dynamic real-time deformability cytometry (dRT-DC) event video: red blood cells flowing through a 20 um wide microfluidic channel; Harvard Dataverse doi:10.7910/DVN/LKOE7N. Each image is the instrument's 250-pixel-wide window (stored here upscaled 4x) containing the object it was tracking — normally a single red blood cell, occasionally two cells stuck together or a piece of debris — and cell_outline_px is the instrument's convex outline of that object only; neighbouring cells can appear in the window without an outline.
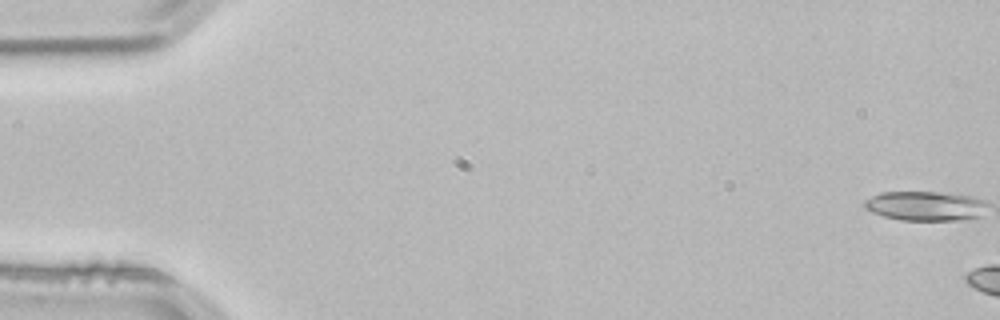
{"species": "common noctule bat (a hibernating species)", "species_latin": "Nyctalus noctula", "temperature_condition": "room temperature", "stored_images_in_passage": 7, "camera_frame_rate_fps": 3000, "um_per_image_px": 0.085, "animal": {"sex": "male", "body_mass_g": 21.5, "forearm_length_mm": 52.0}, "frame": {"image": 1, "passage_image": 1, "time_ms": 0.0, "image_size_px": [1000, 320], "cell_outline_px": [[956, 216], [936, 220], [916, 220], [892, 216], [900, 192], [916, 192], [944, 196]], "centroid_in_image_um": [78.4, 17.58], "position_along_channel_um": 6.6, "area_um2": 10.0}}